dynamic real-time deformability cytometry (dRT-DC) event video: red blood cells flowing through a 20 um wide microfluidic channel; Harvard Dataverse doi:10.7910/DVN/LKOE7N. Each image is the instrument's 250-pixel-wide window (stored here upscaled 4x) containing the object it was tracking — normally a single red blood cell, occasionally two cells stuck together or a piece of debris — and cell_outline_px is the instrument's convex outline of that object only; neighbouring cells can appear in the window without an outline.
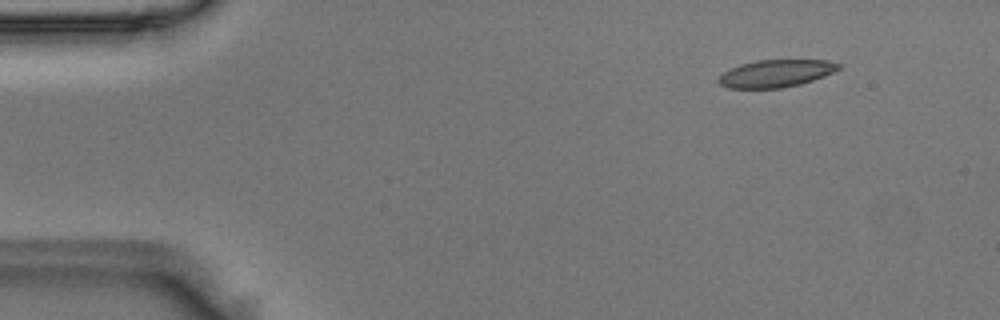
{"species": "Egyptian fruit bat (a non-hibernating species)", "species_latin": "Rousettus aegyptiacus", "temperature_condition": "room temperature", "stored_images_in_passage": 46, "camera_frame_rate_fps": 3000, "um_per_image_px": 0.085, "animal": {"sex": "male"}, "frame": {"image": 1, "passage_image": 1, "time_ms": 0.0, "image_size_px": [1000, 320], "cell_outline_px": [[840, 68], [824, 76], [800, 84], [780, 88], [728, 88], [720, 84], [716, 80], [724, 72], [740, 64], [756, 60], [828, 60], [840, 64]], "centroid_in_image_um": [65.94, 6.24], "position_along_channel_um": 19.1, "area_um2": 19.02}}
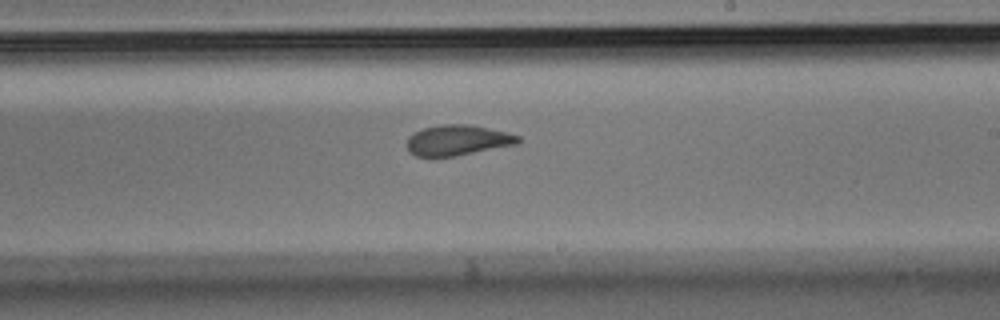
{"frame": {"image": 2, "passage_image": 25, "time_ms": 8.0, "image_size_px": [1000, 320], "cell_outline_px": [[520, 144], [456, 156], [416, 156], [408, 152], [408, 136], [424, 128], [444, 124], [468, 124], [488, 128], [520, 136]], "centroid_in_image_um": [38.93, 11.93], "position_along_channel_um": 250.1, "area_um2": 19.65}}
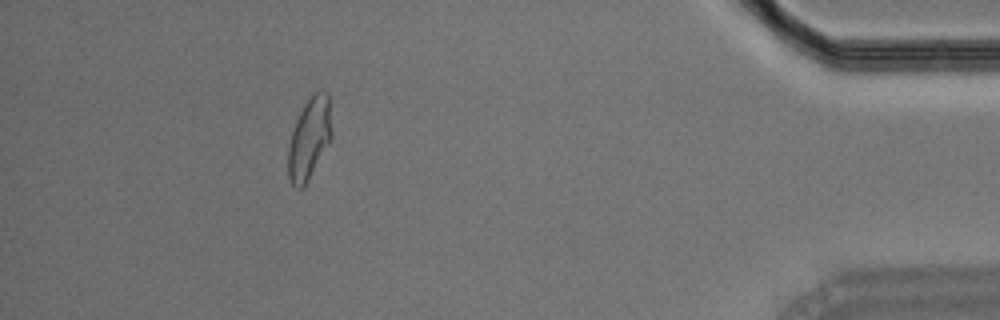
{"frame": {"image": 3, "passage_image": 41, "time_ms": 13.333, "image_size_px": [1000, 320], "cell_outline_px": [[332, 136], [308, 180], [300, 188], [296, 188], [292, 184], [288, 176], [288, 148], [292, 132], [296, 120], [304, 104], [320, 88], [328, 92], [332, 132]], "centroid_in_image_um": [26.29, 11.73], "position_along_channel_um": 408.9, "area_um2": 20.35}}